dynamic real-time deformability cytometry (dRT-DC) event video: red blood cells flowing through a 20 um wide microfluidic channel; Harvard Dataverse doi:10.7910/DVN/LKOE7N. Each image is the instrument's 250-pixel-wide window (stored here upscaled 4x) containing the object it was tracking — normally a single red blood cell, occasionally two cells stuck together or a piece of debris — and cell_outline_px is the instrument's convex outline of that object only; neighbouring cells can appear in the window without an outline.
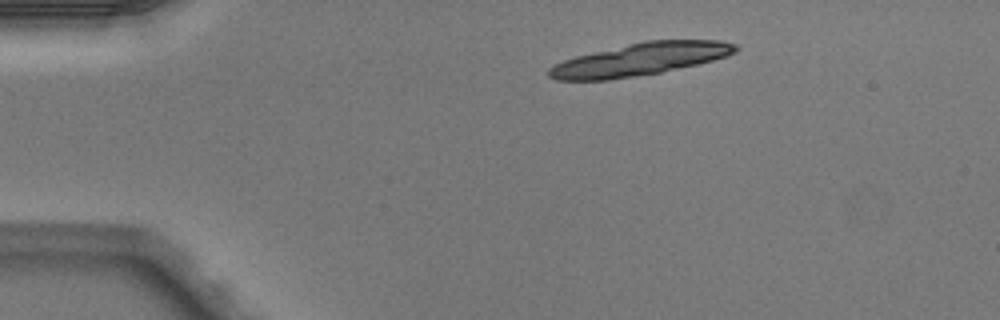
{"species": "Egyptian fruit bat (a non-hibernating species)", "species_latin": "Rousettus aegyptiacus", "temperature_condition": "warm", "stored_images_in_passage": 4, "camera_frame_rate_fps": 3000, "um_per_image_px": 0.085, "animal": {"sex": "male"}, "frame": {"image": 1, "passage_image": 1, "time_ms": 0.0, "image_size_px": [1000, 320], "cell_outline_px": [[740, 48], [736, 52], [728, 56], [696, 64], [660, 72], [636, 76], [608, 80], [556, 80], [548, 76], [548, 68], [564, 60], [576, 56], [644, 40], [720, 40], [736, 44]], "centroid_in_image_um": [54.42, 5.04], "position_along_channel_um": 30.6, "area_um2": 35.14}}
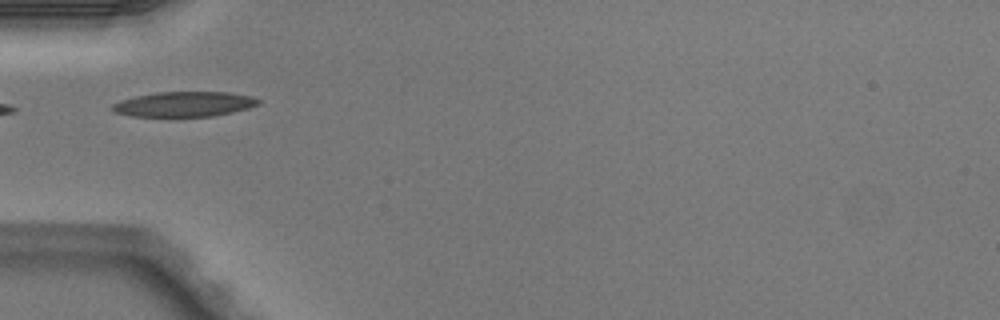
{"frame": {"image": 2, "passage_image": 3, "time_ms": 0.667, "image_size_px": [1000, 320], "cell_outline_px": [[260, 104], [248, 108], [232, 112], [212, 116], [132, 116], [116, 112], [112, 108], [112, 104], [120, 100], [136, 96], [156, 92], [228, 92], [252, 96], [260, 100]], "centroid_in_image_um": [15.68, 8.84], "position_along_channel_um": 69.3, "area_um2": 21.15}}
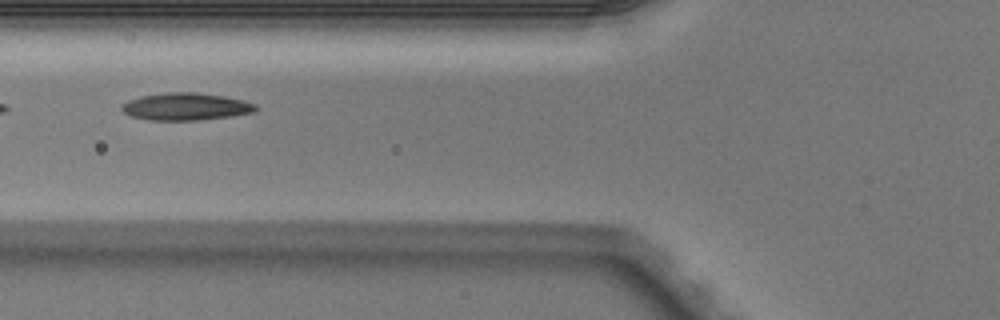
{"frame": {"image": 3, "passage_image": 4, "time_ms": 1.0, "image_size_px": [1000, 320], "cell_outline_px": [[260, 108], [256, 112], [232, 116], [200, 120], [148, 120], [132, 116], [124, 112], [120, 108], [120, 104], [128, 100], [140, 96], [168, 92], [196, 92], [224, 96], [244, 100], [256, 104]], "centroid_in_image_um": [15.82, 9.06], "position_along_channel_um": 110.0, "area_um2": 21.62}}